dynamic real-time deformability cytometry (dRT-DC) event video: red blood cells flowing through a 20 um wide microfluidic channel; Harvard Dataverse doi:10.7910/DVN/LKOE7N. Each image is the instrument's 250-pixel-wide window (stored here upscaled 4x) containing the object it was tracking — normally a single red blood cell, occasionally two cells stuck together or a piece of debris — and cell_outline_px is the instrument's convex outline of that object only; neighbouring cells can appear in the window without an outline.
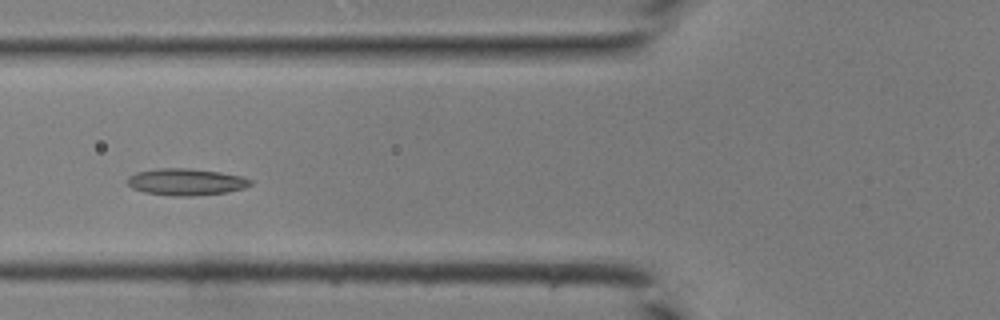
{"species": "common noctule bat (a hibernating species)", "species_latin": "Nyctalus noctula", "temperature_condition": "room temperature", "stored_images_in_passage": 40, "camera_frame_rate_fps": 3000, "um_per_image_px": 0.085, "animal": {"sex": "male", "body_mass_g": 19.0, "forearm_length_mm": 50.8}, "frame": {"image": 1, "passage_image": 14, "time_ms": 4.333, "image_size_px": [1000, 320], "cell_outline_px": [[252, 184], [244, 188], [228, 192], [188, 196], [172, 196], [144, 192], [132, 188], [128, 184], [128, 176], [136, 172], [156, 168], [188, 168], [220, 172], [244, 176], [252, 180]], "centroid_in_image_um": [15.82, 15.45], "position_along_channel_um": 110.0, "area_um2": 19.31}}
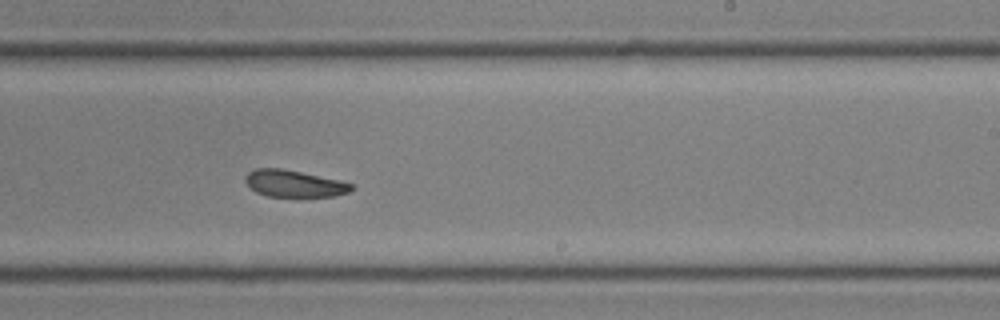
{"frame": {"image": 2, "passage_image": 24, "time_ms": 7.667, "image_size_px": [1000, 320], "cell_outline_px": [[356, 188], [348, 192], [336, 196], [268, 196], [256, 192], [244, 180], [244, 176], [248, 172], [256, 168], [280, 168], [340, 180], [356, 184]], "centroid_in_image_um": [25.04, 15.6], "position_along_channel_um": 264.0, "area_um2": 16.59}}
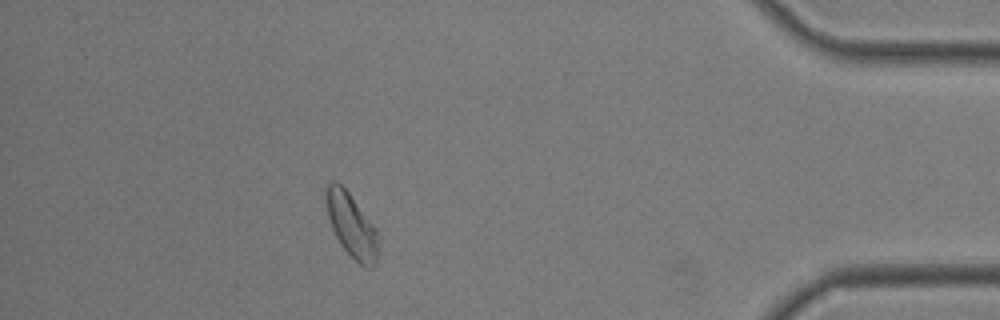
{"frame": {"image": 3, "passage_image": 36, "time_ms": 11.667, "image_size_px": [1000, 320], "cell_outline_px": [[380, 252], [376, 264], [372, 268], [364, 268], [340, 244], [332, 228], [328, 216], [324, 200], [324, 188], [332, 180], [336, 180], [348, 192], [376, 228]], "centroid_in_image_um": [29.88, 19.16], "position_along_channel_um": 405.3, "area_um2": 19.71}}